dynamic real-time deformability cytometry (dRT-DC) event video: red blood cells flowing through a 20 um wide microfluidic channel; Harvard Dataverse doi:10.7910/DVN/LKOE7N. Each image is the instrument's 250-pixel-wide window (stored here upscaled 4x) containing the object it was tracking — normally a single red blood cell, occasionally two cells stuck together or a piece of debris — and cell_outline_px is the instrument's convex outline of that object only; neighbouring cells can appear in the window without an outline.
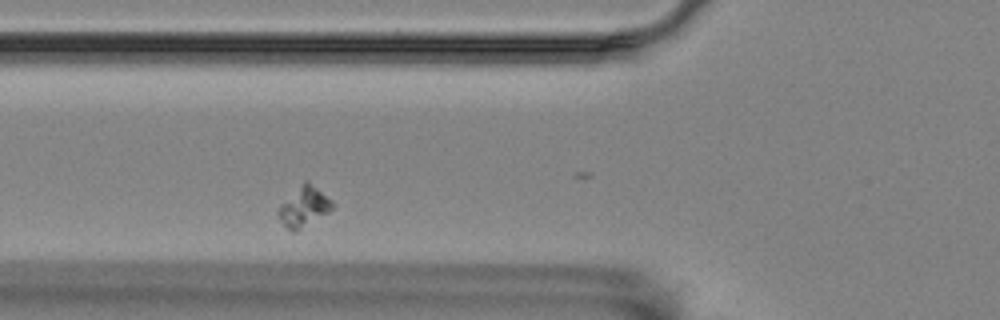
{"species": "Egyptian fruit bat (a non-hibernating species)", "species_latin": "Rousettus aegyptiacus", "temperature_condition": "room temperature", "stored_images_in_passage": 42, "camera_frame_rate_fps": 3000, "um_per_image_px": 0.085, "animal": {"sex": "female"}, "frame": {"image": 1, "passage_image": 7, "time_ms": 2.0, "image_size_px": [1000, 320], "cell_outline_px": [[332, 208], [328, 212], [296, 232], [292, 232], [280, 220], [276, 212], [280, 204], [304, 180], [308, 180], [332, 200]], "centroid_in_image_um": [25.8, 17.56], "position_along_channel_um": 100.0, "area_um2": 12.48}}
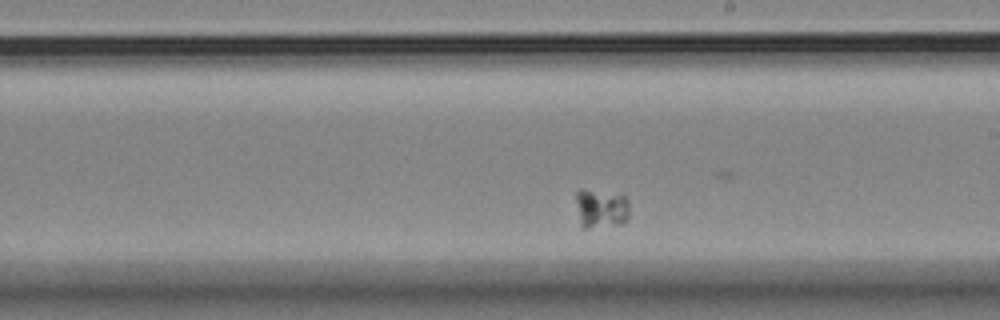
{"frame": {"image": 2, "passage_image": 20, "time_ms": 6.333, "image_size_px": [1000, 320], "cell_outline_px": [[628, 216], [620, 224], [588, 228], [584, 228], [580, 224], [576, 200], [576, 192], [580, 188], [584, 188], [624, 196], [628, 200]], "centroid_in_image_um": [51.05, 17.71], "position_along_channel_um": 237.9, "area_um2": 12.08}}
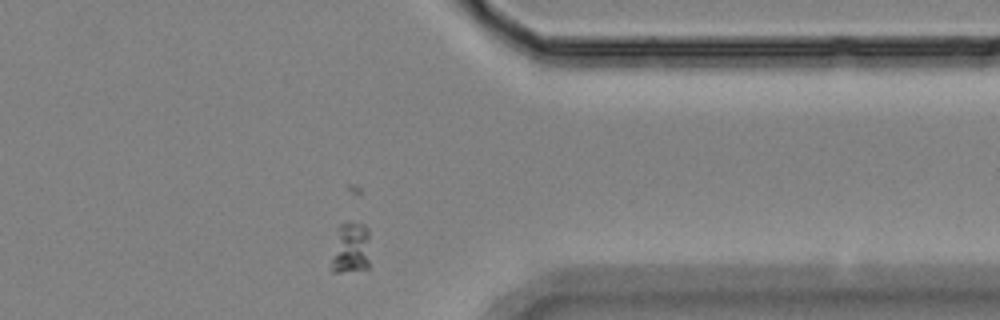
{"frame": {"image": 3, "passage_image": 34, "time_ms": 11.0, "image_size_px": [1000, 320], "cell_outline_px": [[368, 268], [340, 272], [332, 272], [332, 260], [340, 224], [348, 220], [364, 224], [368, 228]], "centroid_in_image_um": [29.84, 21.05], "position_along_channel_um": 381.6, "area_um2": 11.33}}